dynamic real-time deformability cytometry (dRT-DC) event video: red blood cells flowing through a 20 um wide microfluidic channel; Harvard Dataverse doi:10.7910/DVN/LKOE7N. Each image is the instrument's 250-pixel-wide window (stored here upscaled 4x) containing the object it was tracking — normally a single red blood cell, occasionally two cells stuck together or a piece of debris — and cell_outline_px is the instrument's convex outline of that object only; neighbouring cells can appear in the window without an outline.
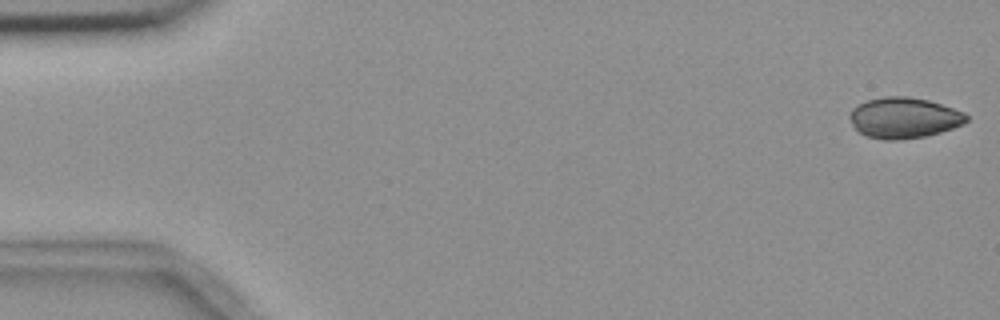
{"species": "common noctule bat (a hibernating species)", "species_latin": "Nyctalus noctula", "temperature_condition": "room temperature", "stored_images_in_passage": 6, "camera_frame_rate_fps": 3000, "um_per_image_px": 0.085, "animal": {"sex": "female", "body_mass_g": 18.4}, "frame": {"image": 1, "passage_image": 1, "time_ms": 0.0, "image_size_px": [1000, 320], "cell_outline_px": [[968, 120], [964, 124], [940, 132], [924, 136], [896, 140], [884, 140], [864, 136], [856, 132], [848, 116], [852, 108], [868, 100], [884, 96], [908, 96], [928, 100], [964, 112], [968, 116]], "centroid_in_image_um": [76.79, 10.02], "position_along_channel_um": 8.2, "area_um2": 27.86}}
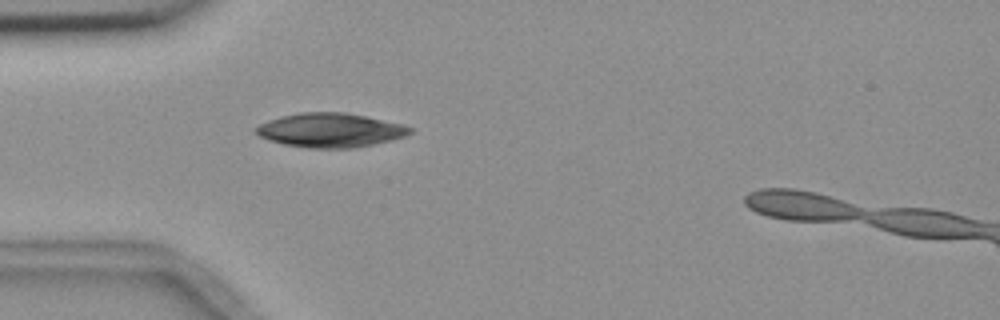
{"frame": {"image": 2, "passage_image": 5, "time_ms": 5.0, "image_size_px": [1000, 320], "cell_outline_px": [[412, 132], [404, 136], [392, 140], [352, 148], [308, 148], [284, 144], [260, 136], [252, 132], [260, 124], [268, 120], [280, 116], [300, 112], [344, 112], [404, 124], [412, 128]], "centroid_in_image_um": [28.07, 11.06], "position_along_channel_um": 56.9, "area_um2": 30.52}}